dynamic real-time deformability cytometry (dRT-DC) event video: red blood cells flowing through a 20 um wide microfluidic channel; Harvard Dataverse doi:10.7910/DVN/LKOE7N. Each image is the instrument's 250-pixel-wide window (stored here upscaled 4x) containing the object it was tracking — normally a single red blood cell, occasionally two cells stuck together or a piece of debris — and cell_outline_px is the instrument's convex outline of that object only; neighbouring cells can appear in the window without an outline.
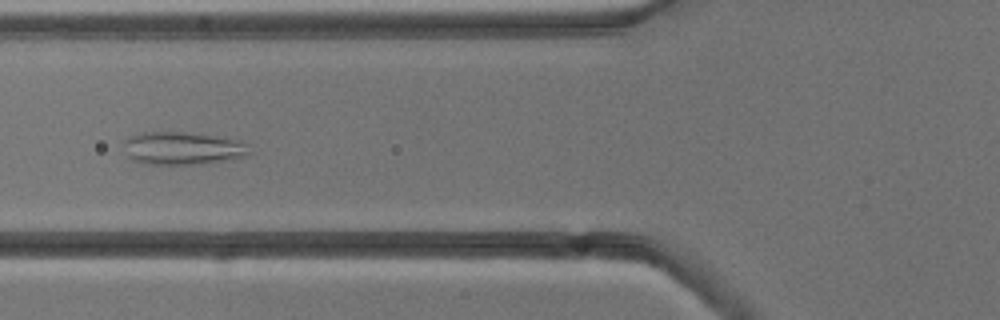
{"species": "common noctule bat (a hibernating species)", "species_latin": "Nyctalus noctula", "temperature_condition": "cold", "stored_images_in_passage": 6, "camera_frame_rate_fps": 3000, "um_per_image_px": 0.085, "animal": {"sex": "male", "body_mass_g": 13.3}, "frame": {"image": 1, "passage_image": 6, "time_ms": 6.667, "image_size_px": [1000, 320], "cell_outline_px": [[252, 152], [244, 156], [204, 164], [148, 164], [132, 160], [128, 156], [124, 144], [124, 140], [128, 136], [144, 132], [184, 132], [240, 140]], "centroid_in_image_um": [15.48, 12.6], "position_along_channel_um": 110.3, "area_um2": 23.81}}